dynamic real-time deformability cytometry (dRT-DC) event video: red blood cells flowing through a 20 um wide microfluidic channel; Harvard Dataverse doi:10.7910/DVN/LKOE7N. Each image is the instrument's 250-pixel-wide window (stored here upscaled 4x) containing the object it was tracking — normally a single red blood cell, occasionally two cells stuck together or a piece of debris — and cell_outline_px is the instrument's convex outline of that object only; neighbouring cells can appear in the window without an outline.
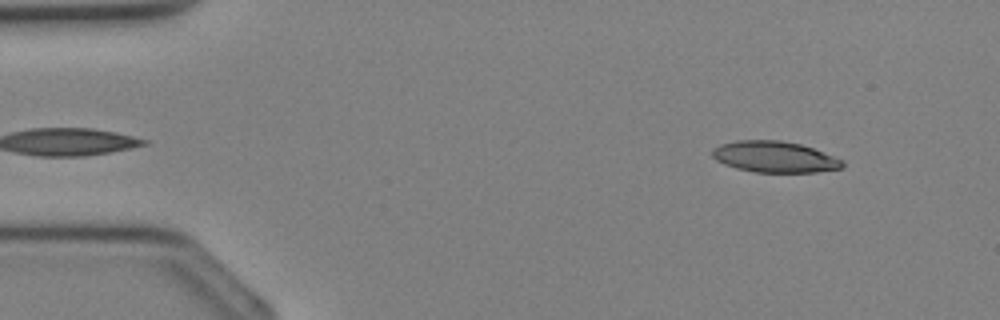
{"species": "Egyptian fruit bat (a non-hibernating species)", "species_latin": "Rousettus aegyptiacus", "temperature_condition": "cold", "stored_images_in_passage": 33, "camera_frame_rate_fps": 3000, "um_per_image_px": 0.085, "animal": {"sex": "female"}, "frame": {"image": 1, "passage_image": 2, "time_ms": 0.333, "image_size_px": [1000, 320], "cell_outline_px": [[844, 164], [840, 168], [816, 172], [756, 172], [736, 168], [724, 164], [716, 160], [712, 156], [712, 148], [720, 144], [736, 140], [780, 140], [800, 144], [812, 148], [844, 160]], "centroid_in_image_um": [65.81, 13.33], "position_along_channel_um": 19.2, "area_um2": 23.58}}
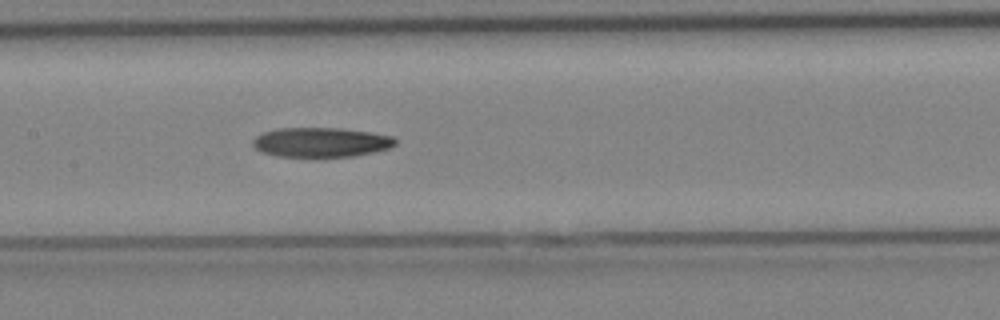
{"frame": {"image": 2, "passage_image": 15, "time_ms": 4.667, "image_size_px": [1000, 320], "cell_outline_px": [[396, 144], [388, 148], [372, 152], [352, 156], [276, 156], [264, 152], [256, 148], [252, 144], [252, 140], [256, 136], [264, 132], [276, 128], [340, 128], [368, 132], [392, 136], [396, 140]], "centroid_in_image_um": [27.26, 12.08], "position_along_channel_um": 180.1, "area_um2": 24.22}}
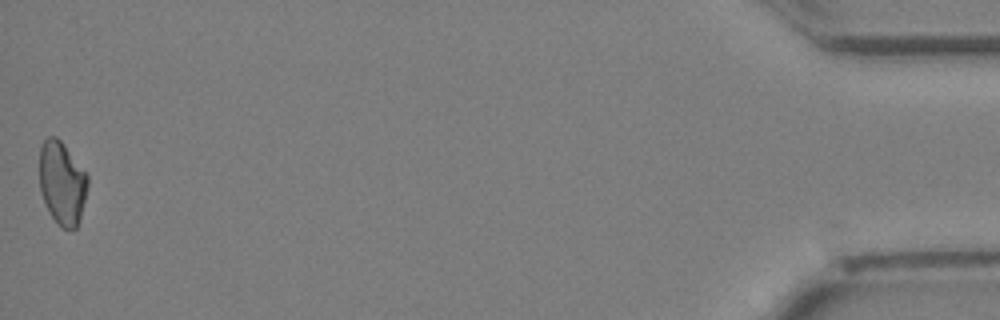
{"frame": {"image": 3, "passage_image": 33, "time_ms": 10.667, "image_size_px": [1000, 320], "cell_outline_px": [[88, 184], [80, 216], [76, 228], [60, 228], [52, 216], [44, 200], [40, 188], [40, 144], [48, 136], [56, 136], [64, 144], [88, 176]], "centroid_in_image_um": [5.26, 15.52], "position_along_channel_um": 429.9, "area_um2": 23.0}}